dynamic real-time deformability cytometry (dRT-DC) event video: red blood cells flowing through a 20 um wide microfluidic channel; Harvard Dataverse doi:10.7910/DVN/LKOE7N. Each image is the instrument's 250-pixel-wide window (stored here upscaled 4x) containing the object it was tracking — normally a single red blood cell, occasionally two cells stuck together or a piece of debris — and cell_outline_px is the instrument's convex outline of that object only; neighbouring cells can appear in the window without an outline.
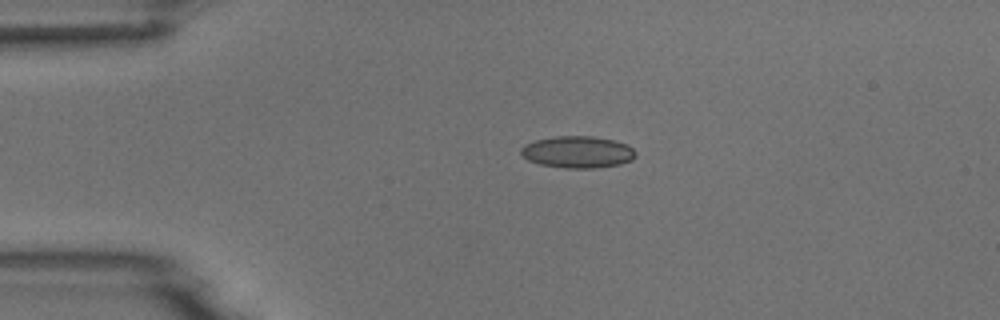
{"species": "common noctule bat (a hibernating species)", "species_latin": "Nyctalus noctula", "temperature_condition": "room temperature", "stored_images_in_passage": 4, "camera_frame_rate_fps": 3000, "um_per_image_px": 0.085, "animal": {"sex": "male", "body_mass_g": 18.8}, "frame": {"image": 1, "passage_image": 3, "time_ms": 2.333, "image_size_px": [1000, 320], "cell_outline_px": [[636, 156], [632, 160], [620, 164], [596, 168], [564, 168], [540, 164], [528, 160], [520, 152], [520, 148], [524, 144], [536, 140], [556, 136], [592, 136], [616, 140], [628, 144], [636, 152]], "centroid_in_image_um": [49.12, 12.92], "position_along_channel_um": 35.9, "area_um2": 21.44}}